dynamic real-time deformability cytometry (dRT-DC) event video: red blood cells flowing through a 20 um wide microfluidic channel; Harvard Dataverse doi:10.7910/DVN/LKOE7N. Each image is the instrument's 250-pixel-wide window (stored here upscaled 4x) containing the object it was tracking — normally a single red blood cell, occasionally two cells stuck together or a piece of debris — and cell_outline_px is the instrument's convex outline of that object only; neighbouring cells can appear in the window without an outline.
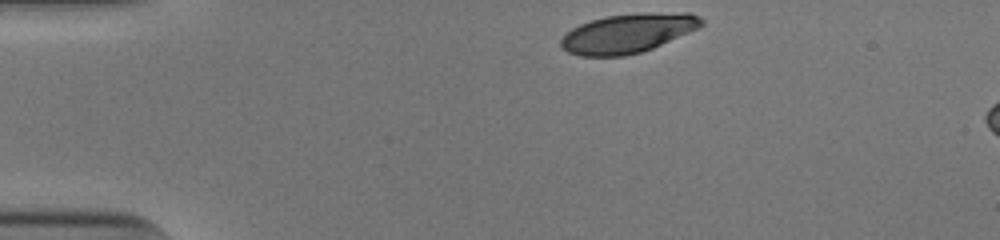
{"species": "human", "species_latin": "Homo sapiens", "temperature_condition": "cold", "stored_images_in_passage": 7, "camera_frame_rate_fps": 3000, "um_per_image_px": 0.085, "donor": {"sex": "male"}, "frame": {"image": 1, "passage_image": 1, "time_ms": 0.0, "image_size_px": [1000, 240], "cell_outline_px": [[704, 24], [700, 28], [652, 48], [640, 52], [624, 56], [580, 56], [568, 52], [560, 44], [560, 40], [572, 28], [580, 24], [604, 16], [644, 12], [688, 12], [700, 16], [704, 20]], "centroid_in_image_um": [53.42, 2.81], "position_along_channel_um": 31.6, "area_um2": 32.25}}